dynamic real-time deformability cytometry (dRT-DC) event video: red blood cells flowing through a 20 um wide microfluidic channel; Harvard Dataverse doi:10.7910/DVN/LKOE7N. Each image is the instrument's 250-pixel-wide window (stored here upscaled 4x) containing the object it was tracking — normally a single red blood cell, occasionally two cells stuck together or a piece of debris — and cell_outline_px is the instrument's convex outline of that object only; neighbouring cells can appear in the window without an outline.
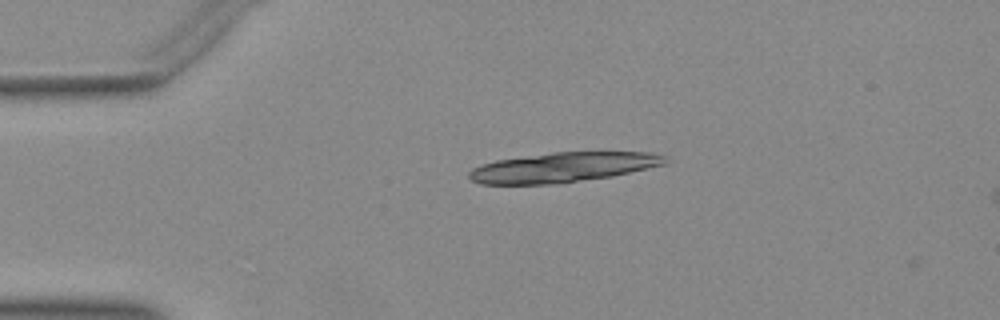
{"species": "Egyptian fruit bat (a non-hibernating species)", "species_latin": "Rousettus aegyptiacus", "temperature_condition": "warm", "stored_images_in_passage": 2, "camera_frame_rate_fps": 3000, "um_per_image_px": 0.085, "animal": {"sex": "female"}, "frame": {"image": 1, "passage_image": 1, "time_ms": 0.0, "image_size_px": [1000, 320], "cell_outline_px": [[664, 164], [612, 176], [552, 184], [480, 184], [472, 180], [468, 176], [468, 172], [472, 168], [480, 164], [496, 160], [552, 152], [652, 152], [664, 156]], "centroid_in_image_um": [47.77, 14.22], "position_along_channel_um": 37.2, "area_um2": 33.76}}